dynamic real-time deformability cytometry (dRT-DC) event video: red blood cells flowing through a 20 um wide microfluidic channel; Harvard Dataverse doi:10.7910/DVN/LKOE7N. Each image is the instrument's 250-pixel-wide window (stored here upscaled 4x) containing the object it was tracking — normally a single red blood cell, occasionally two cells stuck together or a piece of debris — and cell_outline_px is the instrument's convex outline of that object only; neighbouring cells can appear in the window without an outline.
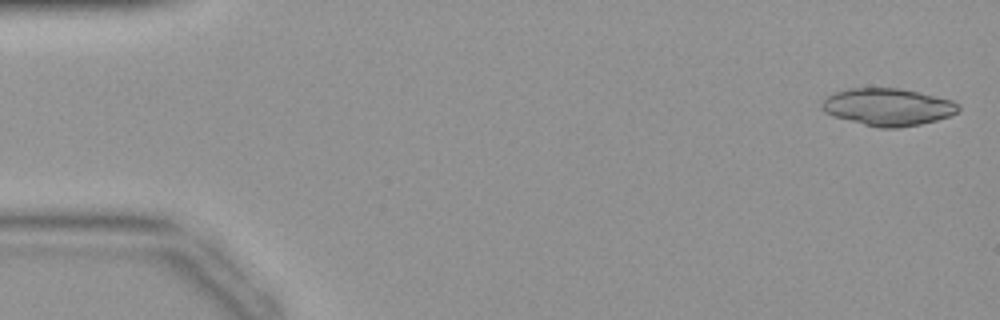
{"species": "common noctule bat (a hibernating species)", "species_latin": "Nyctalus noctula", "temperature_condition": "warm", "stored_images_in_passage": 9, "camera_frame_rate_fps": 3000, "um_per_image_px": 0.085, "animal": {"sex": "female", "body_mass_g": 19.9}, "frame": {"image": 1, "passage_image": 1, "time_ms": 0.0, "image_size_px": [1000, 320], "cell_outline_px": [[960, 112], [936, 120], [920, 124], [900, 128], [876, 128], [832, 116], [824, 112], [820, 108], [820, 104], [828, 96], [836, 92], [848, 88], [900, 88], [952, 100], [960, 104]], "centroid_in_image_um": [75.46, 9.1], "position_along_channel_um": 9.5, "area_um2": 29.88}}